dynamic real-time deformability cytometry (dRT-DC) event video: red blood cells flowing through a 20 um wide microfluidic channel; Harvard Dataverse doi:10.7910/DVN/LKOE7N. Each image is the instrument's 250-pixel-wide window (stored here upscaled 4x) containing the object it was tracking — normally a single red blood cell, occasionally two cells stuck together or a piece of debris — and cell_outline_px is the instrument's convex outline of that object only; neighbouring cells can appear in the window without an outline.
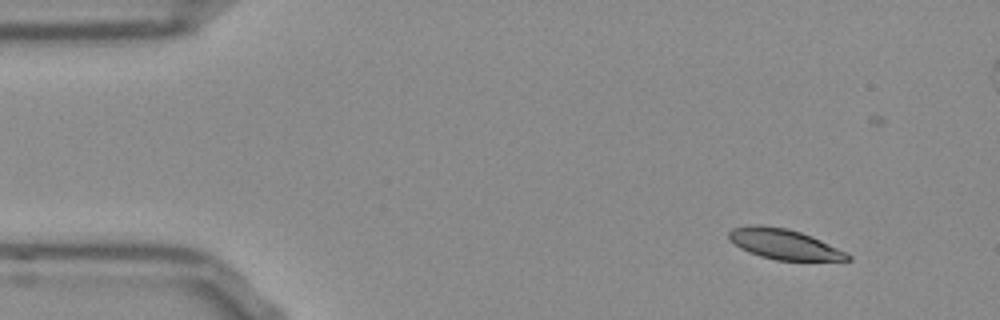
{"species": "Egyptian fruit bat (a non-hibernating species)", "species_latin": "Rousettus aegyptiacus", "temperature_condition": "room temperature", "stored_images_in_passage": 50, "camera_frame_rate_fps": 3000, "um_per_image_px": 0.085, "frame": {"image": 1, "passage_image": 1, "time_ms": 0.0, "image_size_px": [1000, 320], "cell_outline_px": [[852, 260], [776, 260], [760, 256], [748, 252], [740, 248], [728, 240], [728, 232], [732, 228], [748, 224], [760, 224], [788, 228], [812, 236], [852, 256]], "centroid_in_image_um": [66.56, 20.73], "position_along_channel_um": 18.4, "area_um2": 20.98}}
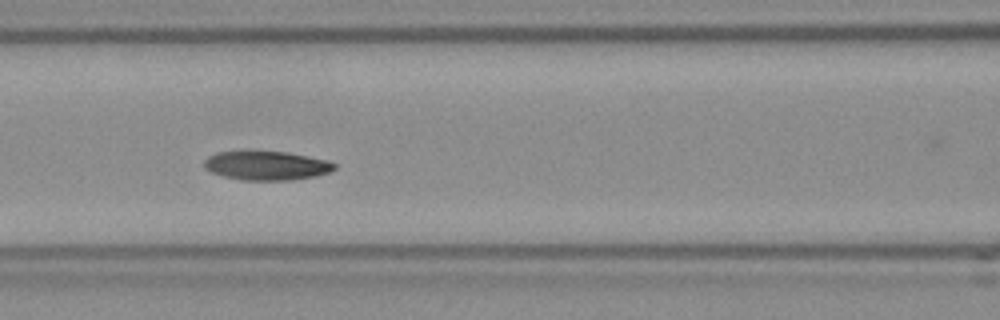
{"frame": {"image": 2, "passage_image": 18, "time_ms": 5.667, "image_size_px": [1000, 320], "cell_outline_px": [[336, 168], [332, 172], [316, 176], [292, 180], [240, 180], [224, 176], [212, 172], [204, 168], [204, 160], [208, 156], [216, 152], [284, 152], [308, 156], [328, 160], [336, 164]], "centroid_in_image_um": [22.69, 14.09], "position_along_channel_um": 143.9, "area_um2": 21.96}}
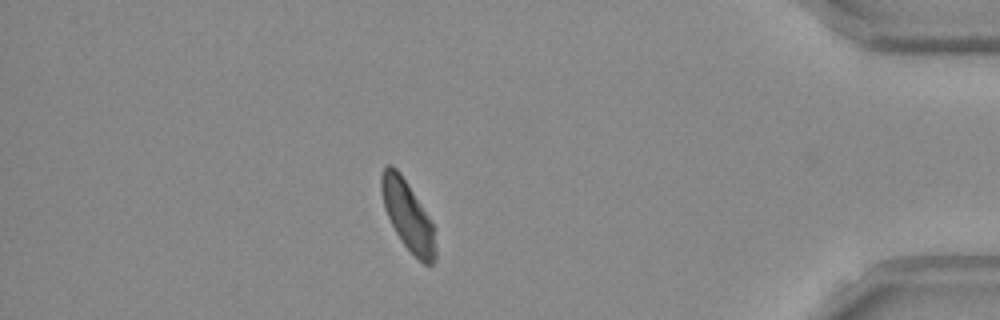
{"frame": {"image": 3, "passage_image": 42, "time_ms": 13.667, "image_size_px": [1000, 320], "cell_outline_px": [[436, 260], [432, 264], [424, 264], [404, 244], [396, 232], [384, 208], [380, 188], [380, 176], [384, 168], [388, 164], [392, 164], [400, 172], [408, 184], [428, 216], [432, 224], [436, 248]], "centroid_in_image_um": [34.64, 18.29], "position_along_channel_um": 400.6, "area_um2": 21.5}, "authors_computed_cell_mechanics": {"area_um2": 22.3975, "velocity_mm_per_s": 3.7701, "shape_relaxation_time_tau1_ms": 5.1967, "shape_relaxation_time_tau2_ms": 3.3499, "deformation_change_tau1": 0.1338, "deformation_change_tau2": 0.0817}}